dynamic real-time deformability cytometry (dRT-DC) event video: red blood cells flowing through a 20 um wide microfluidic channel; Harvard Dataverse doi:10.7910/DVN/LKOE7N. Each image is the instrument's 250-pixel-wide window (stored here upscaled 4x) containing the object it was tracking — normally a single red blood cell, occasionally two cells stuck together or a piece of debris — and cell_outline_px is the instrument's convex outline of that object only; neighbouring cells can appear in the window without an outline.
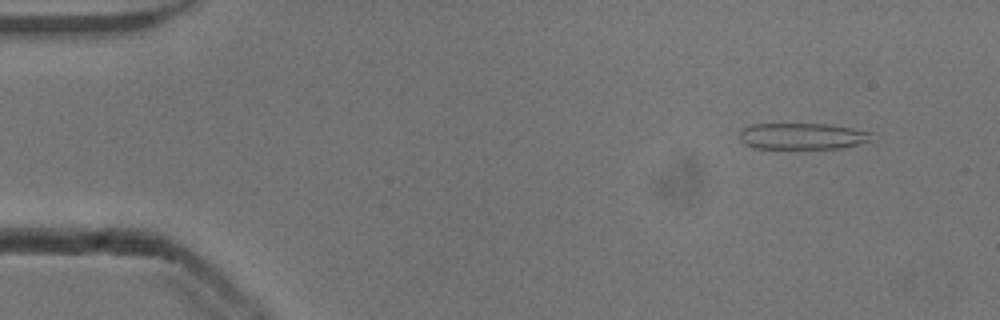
{"species": "common noctule bat (a hibernating species)", "species_latin": "Nyctalus noctula", "temperature_condition": "cold", "stored_images_in_passage": 53, "camera_frame_rate_fps": 3000, "um_per_image_px": 0.085, "animal": {"sex": "male", "body_mass_g": 13.3}, "frame": {"image": 1, "passage_image": 5, "time_ms": 1.333, "image_size_px": [1000, 320], "cell_outline_px": [[872, 140], [840, 148], [752, 148], [744, 144], [740, 140], [740, 132], [744, 128], [752, 124], [828, 124], [852, 128], [872, 132]], "centroid_in_image_um": [68.18, 11.57], "position_along_channel_um": 16.8, "area_um2": 20.17}}
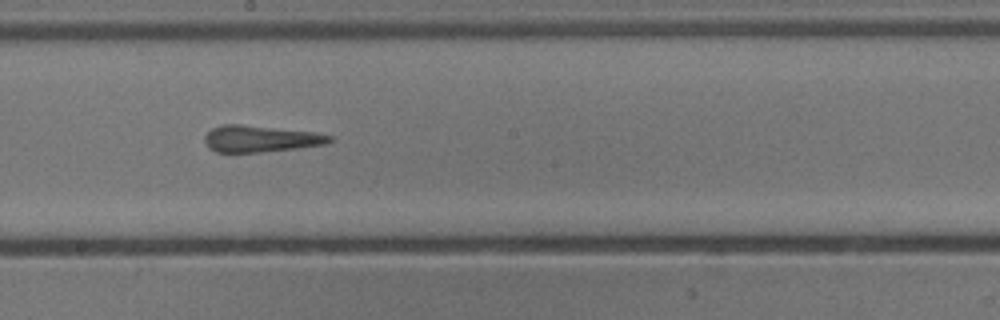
{"frame": {"image": 2, "passage_image": 29, "time_ms": 9.333, "image_size_px": [1000, 320], "cell_outline_px": [[332, 140], [324, 144], [296, 148], [260, 152], [216, 152], [208, 148], [204, 140], [204, 136], [212, 128], [224, 124], [240, 124], [312, 132], [332, 136]], "centroid_in_image_um": [22.07, 11.79], "position_along_channel_um": 226.1, "area_um2": 19.07}}
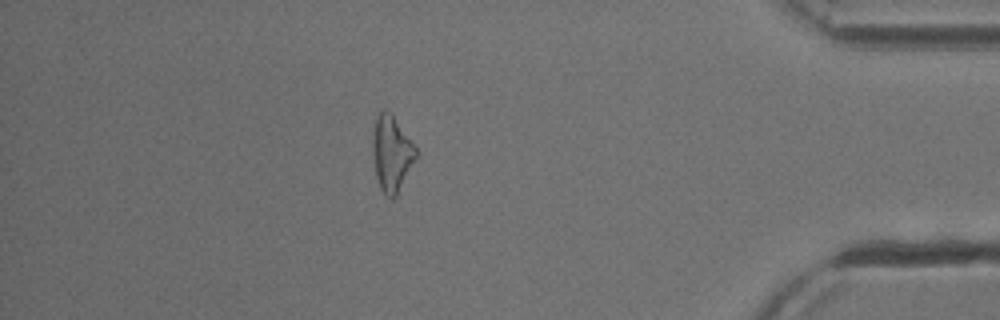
{"frame": {"image": 3, "passage_image": 46, "time_ms": 15.0, "image_size_px": [1000, 320], "cell_outline_px": [[416, 156], [396, 196], [392, 200], [380, 188], [376, 176], [372, 152], [372, 132], [376, 116], [380, 108], [388, 108], [392, 112], [416, 148]], "centroid_in_image_um": [33.24, 12.95], "position_along_channel_um": 402.0, "area_um2": 19.19}, "authors_computed_cell_mechanics": {"area_um2": 20.1722, "velocity_mm_per_s": 3.8735, "shape_relaxation_time_tau1_ms": null, "shape_relaxation_time_tau2_ms": 2.8338, "deformation_change_tau1": null, "deformation_change_tau2": 0.1385}}